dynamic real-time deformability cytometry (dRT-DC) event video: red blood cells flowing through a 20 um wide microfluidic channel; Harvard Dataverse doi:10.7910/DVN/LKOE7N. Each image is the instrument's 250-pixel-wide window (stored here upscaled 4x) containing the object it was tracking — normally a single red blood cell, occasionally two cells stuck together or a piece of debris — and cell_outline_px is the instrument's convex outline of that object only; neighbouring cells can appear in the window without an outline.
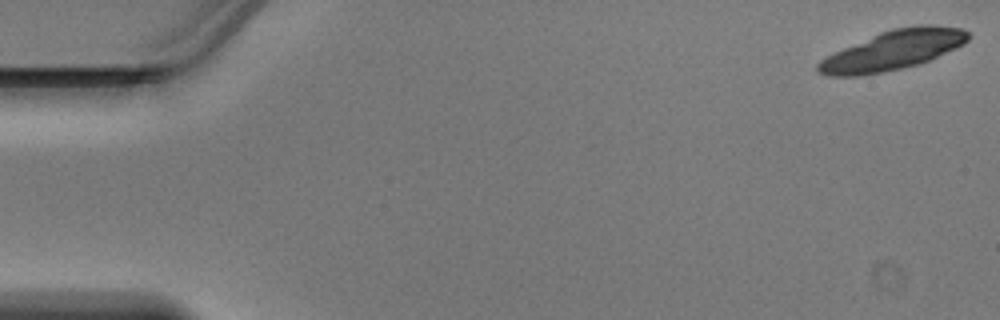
{"species": "Egyptian fruit bat (a non-hibernating species)", "species_latin": "Rousettus aegyptiacus", "temperature_condition": "warm", "stored_images_in_passage": 21, "camera_frame_rate_fps": 3000, "um_per_image_px": 0.085, "animal": {"sex": "male"}, "frame": {"image": 1, "passage_image": 1, "time_ms": 0.0, "image_size_px": [1000, 320], "cell_outline_px": [[968, 40], [964, 44], [920, 64], [884, 72], [860, 76], [828, 76], [816, 72], [816, 64], [820, 60], [844, 48], [880, 32], [892, 28], [916, 24], [932, 24], [964, 28], [968, 32]], "centroid_in_image_um": [75.92, 4.26], "position_along_channel_um": 9.1, "area_um2": 34.56}}